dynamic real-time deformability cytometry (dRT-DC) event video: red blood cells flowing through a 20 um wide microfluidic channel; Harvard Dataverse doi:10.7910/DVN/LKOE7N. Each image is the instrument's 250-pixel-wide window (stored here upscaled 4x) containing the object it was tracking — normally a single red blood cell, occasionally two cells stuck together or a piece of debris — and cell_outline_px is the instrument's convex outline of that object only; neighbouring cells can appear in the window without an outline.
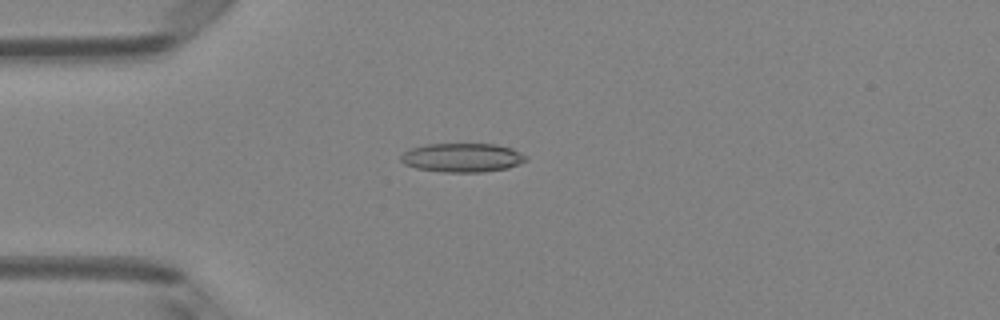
{"species": "Egyptian fruit bat (a non-hibernating species)", "species_latin": "Rousettus aegyptiacus", "temperature_condition": "room temperature", "stored_images_in_passage": 4, "camera_frame_rate_fps": 3000, "um_per_image_px": 0.085, "animal": {"sex": "female"}, "frame": {"image": 1, "passage_image": 4, "time_ms": 1.0, "image_size_px": [1000, 320], "cell_outline_px": [[528, 160], [508, 168], [484, 172], [444, 172], [416, 168], [404, 164], [400, 160], [400, 156], [404, 152], [412, 148], [424, 144], [496, 144], [512, 148], [528, 156]], "centroid_in_image_um": [39.31, 13.4], "position_along_channel_um": 45.7, "area_um2": 21.21}}